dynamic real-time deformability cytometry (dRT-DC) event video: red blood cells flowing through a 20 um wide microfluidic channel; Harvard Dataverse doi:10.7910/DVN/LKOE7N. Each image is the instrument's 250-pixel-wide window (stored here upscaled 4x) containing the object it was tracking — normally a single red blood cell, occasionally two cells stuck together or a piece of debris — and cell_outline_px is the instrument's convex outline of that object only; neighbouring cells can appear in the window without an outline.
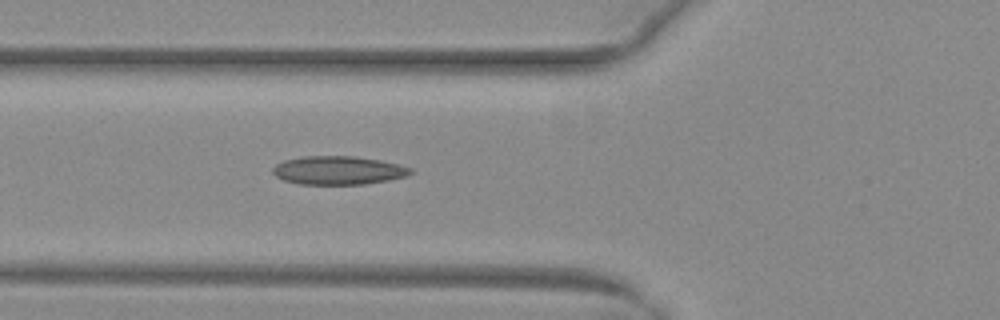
{"species": "common noctule bat (a hibernating species)", "species_latin": "Nyctalus noctula", "temperature_condition": "warm", "stored_images_in_passage": 34, "camera_frame_rate_fps": 3000, "um_per_image_px": 0.085, "animal": {"sex": "female", "body_mass_g": 29.2, "forearm_length_mm": 56.3}, "frame": {"image": 1, "passage_image": 6, "time_ms": 1.667, "image_size_px": [1000, 320], "cell_outline_px": [[412, 172], [408, 176], [388, 180], [364, 184], [300, 184], [284, 180], [276, 176], [272, 172], [272, 168], [276, 164], [284, 160], [304, 156], [352, 156], [380, 160], [400, 164], [412, 168]], "centroid_in_image_um": [28.76, 14.47], "position_along_channel_um": 97.0, "area_um2": 22.89}}
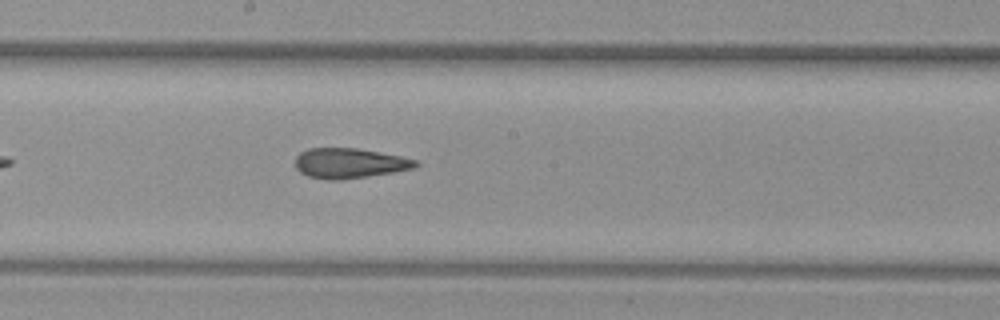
{"frame": {"image": 2, "passage_image": 15, "time_ms": 4.667, "image_size_px": [1000, 320], "cell_outline_px": [[420, 164], [416, 168], [368, 176], [340, 180], [328, 180], [308, 176], [300, 172], [296, 168], [296, 156], [300, 152], [308, 148], [356, 148], [380, 152], [400, 156], [416, 160]], "centroid_in_image_um": [29.7, 13.87], "position_along_channel_um": 218.5, "area_um2": 21.1}}
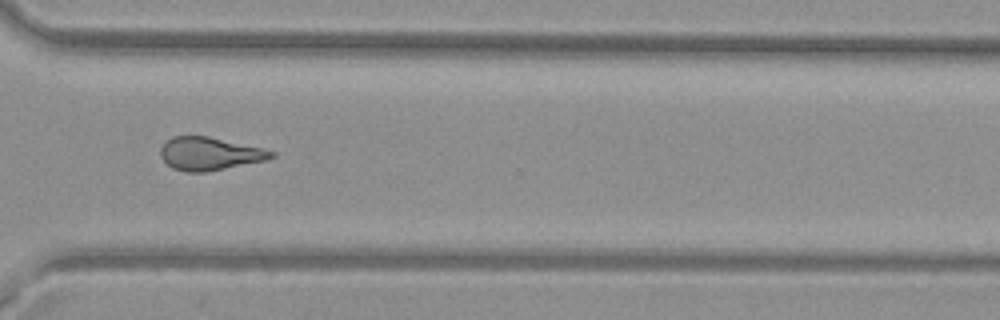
{"frame": {"image": 3, "passage_image": 25, "time_ms": 8.0, "image_size_px": [1000, 320], "cell_outline_px": [[276, 156], [264, 160], [208, 172], [188, 172], [172, 168], [160, 156], [160, 148], [172, 136], [208, 136], [264, 148], [276, 152]], "centroid_in_image_um": [17.83, 13.06], "position_along_channel_um": 352.8, "area_um2": 21.27}, "authors_computed_cell_mechanics": {"area_um2": 21.386, "velocity_mm_per_s": 4.0359, "shape_relaxation_time_tau1_ms": null, "shape_relaxation_time_tau2_ms": 3.146, "deformation_change_tau1": null, "deformation_change_tau2": 0.1171}}